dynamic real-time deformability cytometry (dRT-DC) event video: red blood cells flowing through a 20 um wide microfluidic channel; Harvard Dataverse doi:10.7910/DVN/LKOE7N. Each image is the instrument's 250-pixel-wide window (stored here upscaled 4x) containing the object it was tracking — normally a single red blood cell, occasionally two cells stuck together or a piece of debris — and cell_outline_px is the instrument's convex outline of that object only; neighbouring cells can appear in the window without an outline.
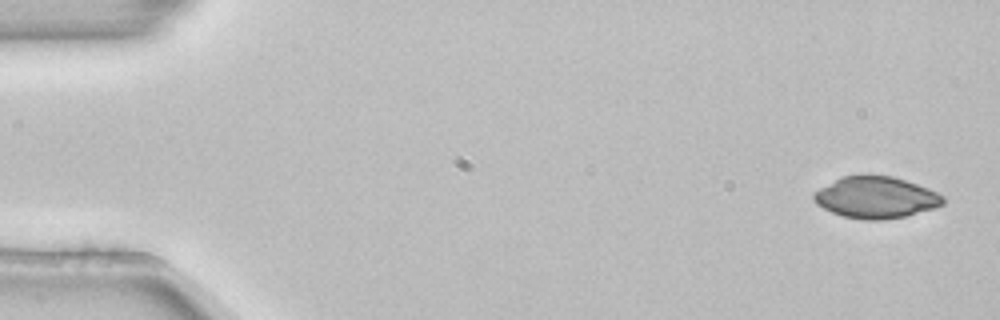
{"species": "common noctule bat (a hibernating species)", "species_latin": "Nyctalus noctula", "temperature_condition": "room temperature", "stored_images_in_passage": 4, "camera_frame_rate_fps": 3000, "um_per_image_px": 0.085, "animal": {"sex": "female", "body_mass_g": 22.7, "forearm_length_mm": 54.2}, "frame": {"image": 1, "passage_image": 1, "time_ms": 0.0, "image_size_px": [1000, 320], "cell_outline_px": [[944, 204], [936, 208], [904, 216], [880, 220], [864, 220], [844, 216], [832, 212], [816, 204], [812, 196], [820, 188], [840, 176], [860, 172], [864, 172], [892, 176], [916, 184], [936, 192], [944, 196]], "centroid_in_image_um": [74.43, 16.74], "position_along_channel_um": 10.6, "area_um2": 31.73}}